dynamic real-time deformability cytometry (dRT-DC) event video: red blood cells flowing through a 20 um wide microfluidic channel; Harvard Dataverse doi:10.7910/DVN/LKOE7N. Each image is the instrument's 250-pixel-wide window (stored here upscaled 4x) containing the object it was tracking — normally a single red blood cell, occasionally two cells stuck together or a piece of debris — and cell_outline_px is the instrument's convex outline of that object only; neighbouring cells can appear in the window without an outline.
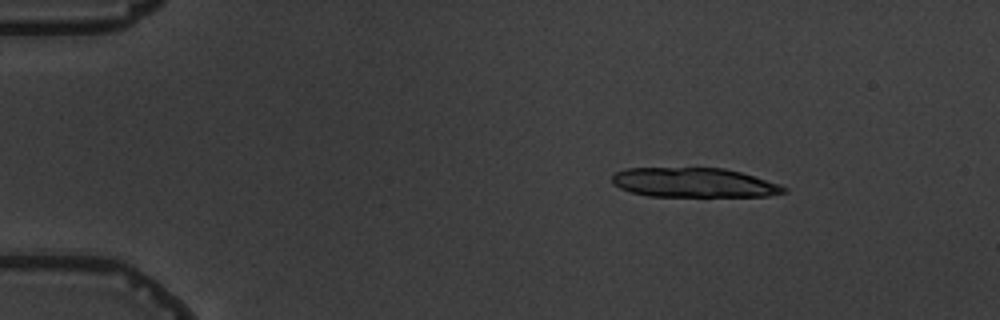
{"species": "common noctule bat (a hibernating species)", "species_latin": "Nyctalus noctula", "temperature_condition": "warm", "stored_images_in_passage": 5, "camera_frame_rate_fps": 3000, "um_per_image_px": 0.085, "animal": {"sex": "male", "body_mass_g": 19.5, "forearm_length_mm": 54.6}, "frame": {"image": 1, "passage_image": 1, "time_ms": 0.0, "image_size_px": [1000, 320], "cell_outline_px": [[788, 192], [768, 196], [648, 196], [632, 192], [620, 188], [612, 184], [612, 176], [616, 172], [628, 168], [724, 168], [740, 172], [780, 184], [788, 188]], "centroid_in_image_um": [59.0, 15.52], "position_along_channel_um": 26.0, "area_um2": 29.48}}
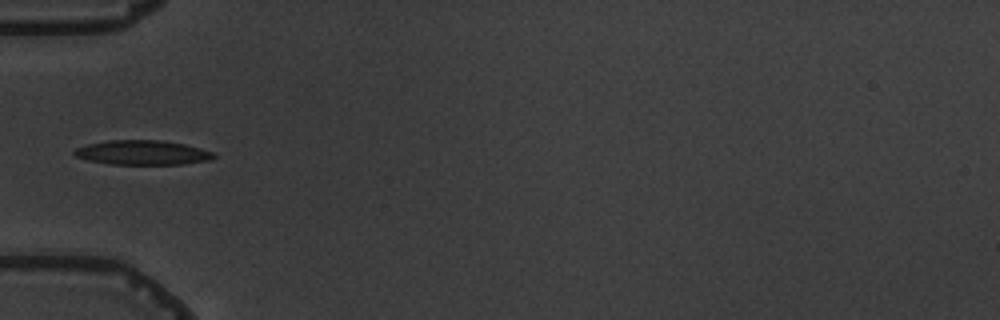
{"frame": {"image": 2, "passage_image": 4, "time_ms": 3.667, "image_size_px": [1000, 320], "cell_outline_px": [[216, 156], [208, 160], [184, 164], [108, 164], [88, 160], [76, 156], [72, 152], [76, 148], [88, 144], [108, 140], [160, 140], [184, 144], [200, 148], [212, 152]], "centroid_in_image_um": [12.08, 12.97], "position_along_channel_um": 72.9, "area_um2": 19.77}}